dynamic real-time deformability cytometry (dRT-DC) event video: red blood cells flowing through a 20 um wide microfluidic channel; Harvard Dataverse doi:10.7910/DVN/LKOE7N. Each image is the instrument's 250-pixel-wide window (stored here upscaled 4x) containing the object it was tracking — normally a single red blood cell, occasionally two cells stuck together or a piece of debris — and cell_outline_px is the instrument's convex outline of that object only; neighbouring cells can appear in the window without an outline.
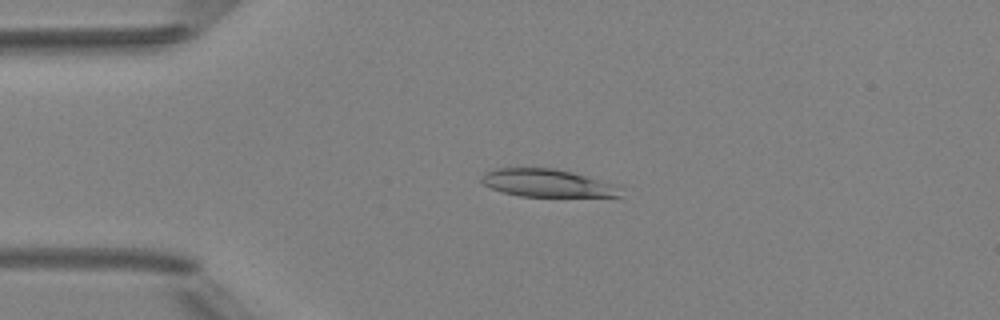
{"species": "Egyptian fruit bat (a non-hibernating species)", "species_latin": "Rousettus aegyptiacus", "temperature_condition": "room temperature", "stored_images_in_passage": 4, "camera_frame_rate_fps": 3000, "um_per_image_px": 0.085, "animal": {"sex": "female"}, "frame": {"image": 1, "passage_image": 4, "time_ms": 3.333, "image_size_px": [1000, 320], "cell_outline_px": [[624, 196], [520, 196], [504, 192], [492, 188], [484, 184], [480, 180], [480, 176], [484, 172], [496, 168], [552, 168], [584, 176], [624, 188]], "centroid_in_image_um": [46.48, 15.56], "position_along_channel_um": 38.5, "area_um2": 22.08}}